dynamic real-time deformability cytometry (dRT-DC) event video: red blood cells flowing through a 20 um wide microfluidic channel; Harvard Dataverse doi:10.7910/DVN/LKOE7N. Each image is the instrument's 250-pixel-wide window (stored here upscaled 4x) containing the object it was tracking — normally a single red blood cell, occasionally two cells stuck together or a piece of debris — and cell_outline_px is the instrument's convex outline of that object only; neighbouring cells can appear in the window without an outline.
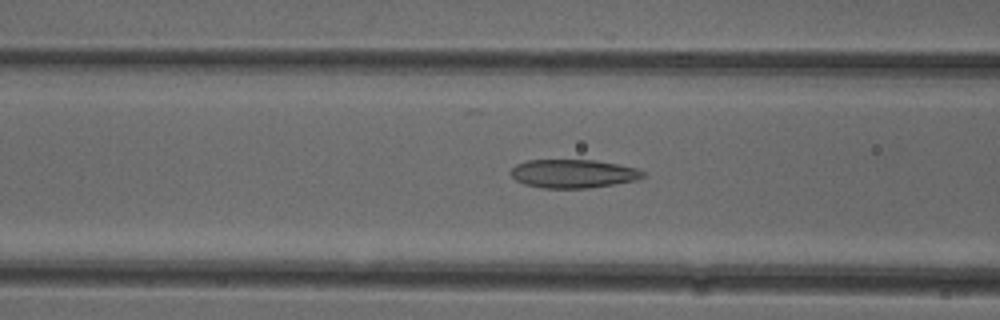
{"species": "common noctule bat (a hibernating species)", "species_latin": "Nyctalus noctula", "temperature_condition": "cold", "stored_images_in_passage": 50, "camera_frame_rate_fps": 3000, "um_per_image_px": 0.085, "animal": {"sex": "female"}, "frame": {"image": 1, "passage_image": 20, "time_ms": 6.333, "image_size_px": [1000, 320], "cell_outline_px": [[644, 176], [636, 180], [588, 188], [544, 188], [524, 184], [516, 180], [512, 176], [512, 168], [516, 164], [528, 160], [596, 160], [620, 164], [636, 168], [644, 172]], "centroid_in_image_um": [48.73, 14.75], "position_along_channel_um": 117.9, "area_um2": 21.85}}
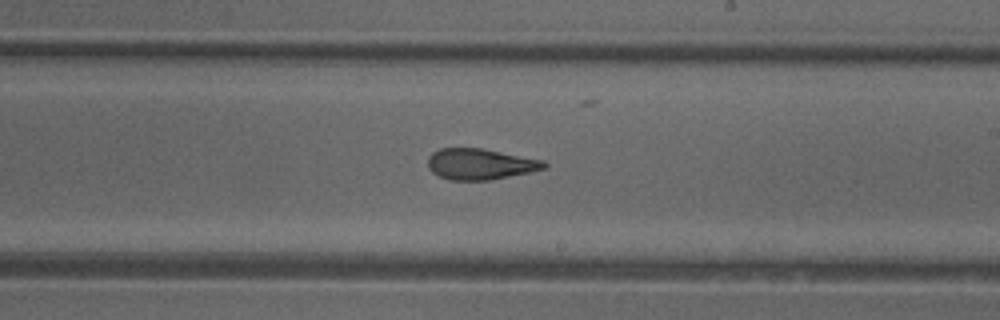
{"frame": {"image": 2, "passage_image": 30, "time_ms": 9.667, "image_size_px": [1000, 320], "cell_outline_px": [[548, 164], [544, 168], [528, 172], [488, 180], [448, 180], [432, 172], [428, 168], [428, 156], [432, 152], [440, 148], [480, 148], [544, 160]], "centroid_in_image_um": [40.77, 13.94], "position_along_channel_um": 248.2, "area_um2": 20.81}}
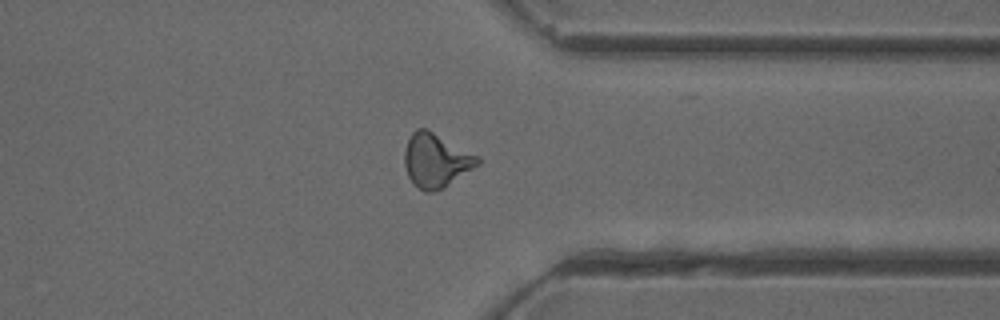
{"frame": {"image": 3, "passage_image": 40, "time_ms": 13.0, "image_size_px": [1000, 320], "cell_outline_px": [[480, 164], [444, 188], [432, 192], [424, 192], [412, 184], [408, 176], [404, 164], [404, 152], [408, 140], [412, 132], [416, 128], [428, 128], [480, 156]], "centroid_in_image_um": [37.06, 13.63], "position_along_channel_um": 374.3, "area_um2": 23.41}, "authors_computed_cell_mechanics": {"area_um2": 21.9062, "velocity_mm_per_s": 3.9069, "shape_relaxation_time_tau1_ms": null, "shape_relaxation_time_tau2_ms": 2.2455, "deformation_change_tau1": null, "deformation_change_tau2": 0.1068}}